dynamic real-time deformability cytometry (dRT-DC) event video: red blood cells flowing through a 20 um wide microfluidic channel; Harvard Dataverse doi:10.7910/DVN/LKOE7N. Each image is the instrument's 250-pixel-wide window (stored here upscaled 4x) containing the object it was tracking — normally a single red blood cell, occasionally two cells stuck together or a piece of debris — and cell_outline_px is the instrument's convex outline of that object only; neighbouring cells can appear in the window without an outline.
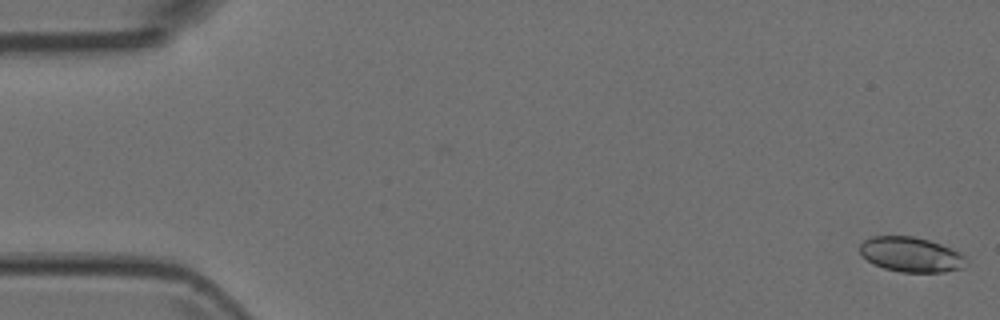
{"species": "Egyptian fruit bat (a non-hibernating species)", "species_latin": "Rousettus aegyptiacus", "temperature_condition": "room temperature", "stored_images_in_passage": 5, "camera_frame_rate_fps": 3000, "um_per_image_px": 0.085, "animal": {"sex": "female"}, "frame": {"image": 1, "passage_image": 1, "time_ms": 0.0, "image_size_px": [1000, 320], "cell_outline_px": [[964, 268], [944, 272], [900, 272], [884, 268], [872, 264], [860, 252], [860, 244], [864, 240], [872, 236], [912, 236], [928, 240], [940, 244], [960, 252], [964, 256]], "centroid_in_image_um": [77.41, 21.64], "position_along_channel_um": 7.6, "area_um2": 21.5}}
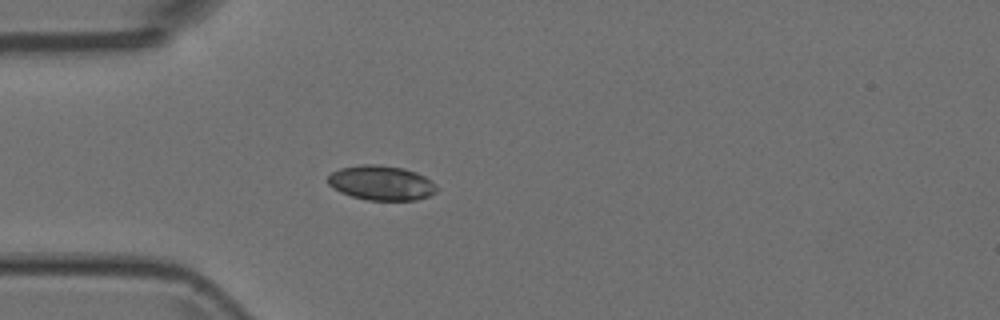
{"frame": {"image": 2, "passage_image": 5, "time_ms": 1.333, "image_size_px": [1000, 320], "cell_outline_px": [[440, 188], [436, 192], [428, 196], [416, 200], [368, 200], [352, 196], [340, 192], [332, 188], [328, 184], [328, 176], [332, 172], [340, 168], [360, 164], [376, 164], [404, 168], [416, 172], [424, 176], [436, 184]], "centroid_in_image_um": [32.42, 15.54], "position_along_channel_um": 52.6, "area_um2": 22.14}}